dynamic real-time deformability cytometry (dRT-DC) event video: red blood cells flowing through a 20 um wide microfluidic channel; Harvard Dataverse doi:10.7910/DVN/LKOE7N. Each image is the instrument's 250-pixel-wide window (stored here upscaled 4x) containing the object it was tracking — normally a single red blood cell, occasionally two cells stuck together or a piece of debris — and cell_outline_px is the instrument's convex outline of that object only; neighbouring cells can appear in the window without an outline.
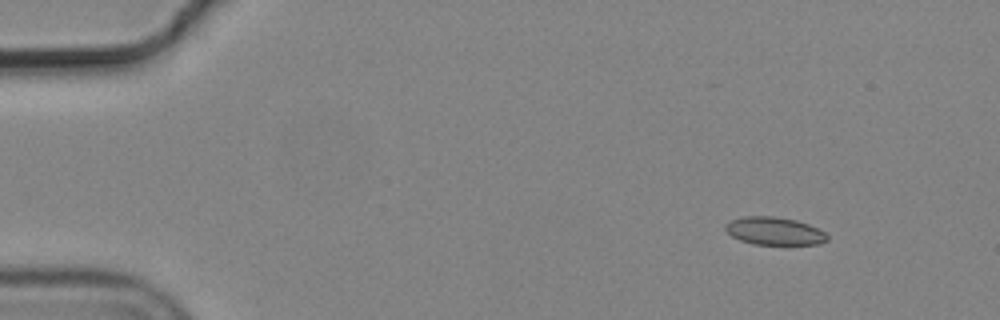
{"species": "common noctule bat (a hibernating species)", "species_latin": "Nyctalus noctula", "temperature_condition": "cold", "stored_images_in_passage": 6, "camera_frame_rate_fps": 3000, "um_per_image_px": 0.085, "animal": {"sex": "male", "body_mass_g": 19.2, "forearm_length_mm": 51.8}, "frame": {"image": 1, "passage_image": 1, "time_ms": 0.0, "image_size_px": [1000, 320], "cell_outline_px": [[828, 240], [820, 244], [752, 244], [740, 240], [732, 236], [724, 228], [724, 224], [732, 220], [744, 216], [772, 216], [796, 220], [808, 224], [824, 232], [828, 236]], "centroid_in_image_um": [65.81, 19.64], "position_along_channel_um": 19.2, "area_um2": 16.42}}
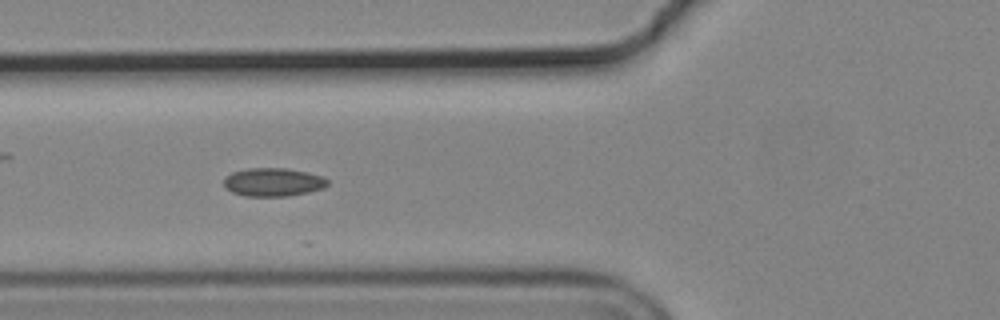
{"frame": {"image": 2, "passage_image": 5, "time_ms": 1.333, "image_size_px": [1000, 320], "cell_outline_px": [[328, 184], [324, 188], [308, 192], [288, 196], [244, 196], [232, 192], [224, 188], [224, 176], [232, 172], [248, 168], [288, 168], [308, 172], [320, 176], [328, 180]], "centroid_in_image_um": [23.18, 15.48], "position_along_channel_um": 102.6, "area_um2": 17.28}}
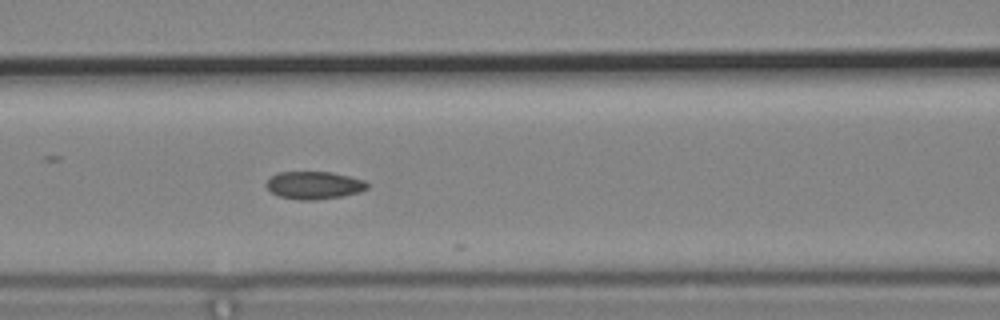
{"frame": {"image": 3, "passage_image": 6, "time_ms": 1.667, "image_size_px": [1000, 320], "cell_outline_px": [[368, 188], [360, 192], [344, 196], [316, 200], [300, 200], [280, 196], [272, 192], [264, 184], [276, 172], [332, 172], [364, 180], [368, 184]], "centroid_in_image_um": [26.71, 15.75], "position_along_channel_um": 139.9, "area_um2": 16.3}}